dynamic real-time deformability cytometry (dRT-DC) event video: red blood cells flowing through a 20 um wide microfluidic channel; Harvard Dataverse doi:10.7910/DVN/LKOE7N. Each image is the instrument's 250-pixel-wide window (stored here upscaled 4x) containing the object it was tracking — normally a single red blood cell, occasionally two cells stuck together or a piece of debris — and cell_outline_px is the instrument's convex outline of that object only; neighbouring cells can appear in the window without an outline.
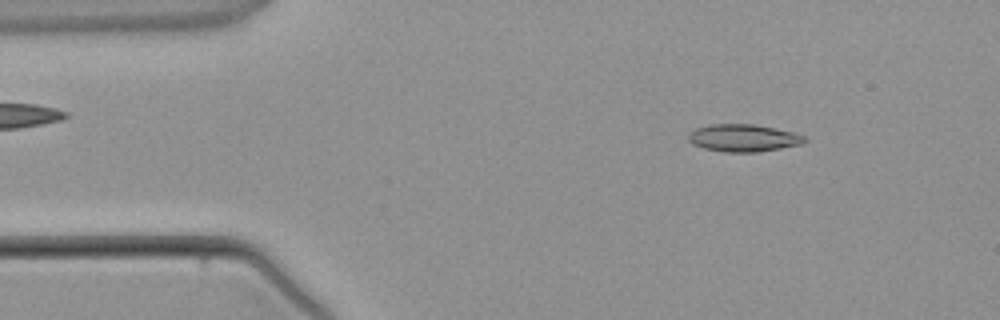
{"species": "common noctule bat (a hibernating species)", "species_latin": "Nyctalus noctula", "temperature_condition": "warm", "stored_images_in_passage": 2, "camera_frame_rate_fps": 3000, "um_per_image_px": 0.085, "animal": {"sex": "male", "body_mass_g": 21.5, "forearm_length_mm": 52.0}, "frame": {"image": 1, "passage_image": 1, "time_ms": 0.0, "image_size_px": [1000, 320], "cell_outline_px": [[808, 140], [804, 144], [760, 152], [724, 152], [704, 148], [692, 144], [688, 140], [688, 132], [696, 128], [708, 124], [756, 124], [792, 132], [808, 136]], "centroid_in_image_um": [63.21, 11.73], "position_along_channel_um": 21.8, "area_um2": 18.9}}